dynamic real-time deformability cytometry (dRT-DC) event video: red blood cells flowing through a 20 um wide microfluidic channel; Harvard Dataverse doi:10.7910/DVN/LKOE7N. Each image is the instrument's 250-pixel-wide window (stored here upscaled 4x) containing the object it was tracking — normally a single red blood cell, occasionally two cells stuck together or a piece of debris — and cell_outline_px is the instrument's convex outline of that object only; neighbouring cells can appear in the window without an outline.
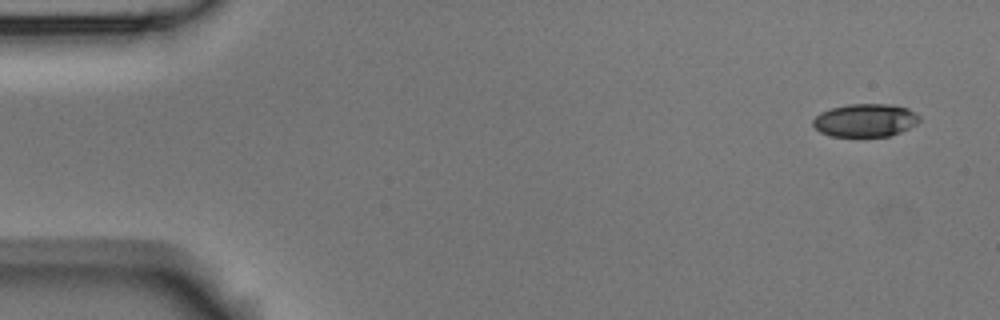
{"species": "Egyptian fruit bat (a non-hibernating species)", "species_latin": "Rousettus aegyptiacus", "temperature_condition": "room temperature", "stored_images_in_passage": 6, "camera_frame_rate_fps": 3000, "um_per_image_px": 0.085, "animal": {"sex": "male"}, "frame": {"image": 1, "passage_image": 1, "time_ms": 0.0, "image_size_px": [1000, 320], "cell_outline_px": [[920, 120], [916, 124], [900, 132], [888, 136], [832, 136], [820, 132], [812, 124], [812, 120], [820, 112], [832, 108], [848, 104], [892, 104], [908, 108], [916, 112], [920, 116]], "centroid_in_image_um": [73.56, 10.21], "position_along_channel_um": 11.4, "area_um2": 20.52}}
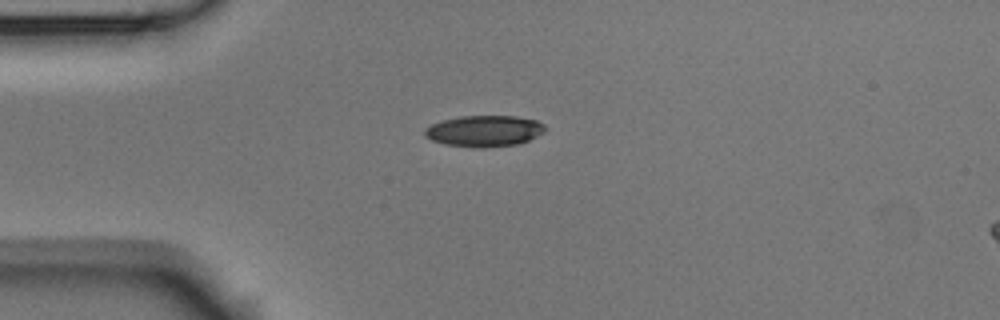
{"frame": {"image": 2, "passage_image": 4, "time_ms": 3.667, "image_size_px": [1000, 320], "cell_outline_px": [[544, 132], [520, 144], [484, 148], [476, 148], [444, 144], [432, 140], [424, 136], [424, 128], [432, 124], [444, 120], [460, 116], [516, 116], [536, 120], [544, 124]], "centroid_in_image_um": [41.15, 11.14], "position_along_channel_um": 43.8, "area_um2": 21.96}}
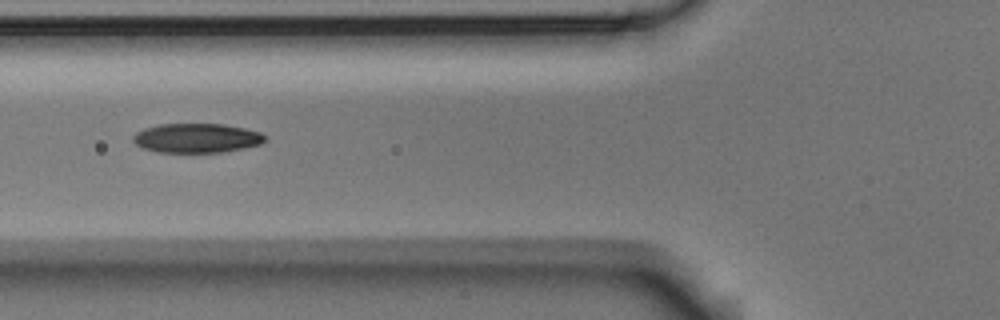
{"frame": {"image": 3, "passage_image": 6, "time_ms": 6.0, "image_size_px": [1000, 320], "cell_outline_px": [[268, 140], [260, 144], [244, 148], [224, 152], [156, 152], [140, 148], [132, 140], [132, 136], [136, 132], [144, 128], [160, 124], [224, 124], [244, 128], [260, 132]], "centroid_in_image_um": [16.69, 11.74], "position_along_channel_um": 109.1, "area_um2": 22.72}}